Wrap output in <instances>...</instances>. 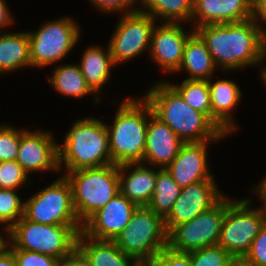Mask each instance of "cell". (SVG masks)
<instances>
[{"instance_id":"obj_16","label":"cell","mask_w":266,"mask_h":266,"mask_svg":"<svg viewBox=\"0 0 266 266\" xmlns=\"http://www.w3.org/2000/svg\"><path fill=\"white\" fill-rule=\"evenodd\" d=\"M182 23L155 25L151 36L149 56L153 62L168 72H176L182 62L188 37L194 32L185 31Z\"/></svg>"},{"instance_id":"obj_19","label":"cell","mask_w":266,"mask_h":266,"mask_svg":"<svg viewBox=\"0 0 266 266\" xmlns=\"http://www.w3.org/2000/svg\"><path fill=\"white\" fill-rule=\"evenodd\" d=\"M252 18L251 0H194L193 28L208 24L238 23Z\"/></svg>"},{"instance_id":"obj_27","label":"cell","mask_w":266,"mask_h":266,"mask_svg":"<svg viewBox=\"0 0 266 266\" xmlns=\"http://www.w3.org/2000/svg\"><path fill=\"white\" fill-rule=\"evenodd\" d=\"M141 4V12L164 23H189L194 13V0H141Z\"/></svg>"},{"instance_id":"obj_32","label":"cell","mask_w":266,"mask_h":266,"mask_svg":"<svg viewBox=\"0 0 266 266\" xmlns=\"http://www.w3.org/2000/svg\"><path fill=\"white\" fill-rule=\"evenodd\" d=\"M23 129L0 125V162L16 161Z\"/></svg>"},{"instance_id":"obj_38","label":"cell","mask_w":266,"mask_h":266,"mask_svg":"<svg viewBox=\"0 0 266 266\" xmlns=\"http://www.w3.org/2000/svg\"><path fill=\"white\" fill-rule=\"evenodd\" d=\"M58 266H92V264L76 247L68 256L59 259Z\"/></svg>"},{"instance_id":"obj_11","label":"cell","mask_w":266,"mask_h":266,"mask_svg":"<svg viewBox=\"0 0 266 266\" xmlns=\"http://www.w3.org/2000/svg\"><path fill=\"white\" fill-rule=\"evenodd\" d=\"M225 216V196L212 208L168 233V247L177 252H190L217 245Z\"/></svg>"},{"instance_id":"obj_24","label":"cell","mask_w":266,"mask_h":266,"mask_svg":"<svg viewBox=\"0 0 266 266\" xmlns=\"http://www.w3.org/2000/svg\"><path fill=\"white\" fill-rule=\"evenodd\" d=\"M218 69L206 44L202 38L194 31L187 39L183 59L176 72L188 73L187 80H209L215 70Z\"/></svg>"},{"instance_id":"obj_26","label":"cell","mask_w":266,"mask_h":266,"mask_svg":"<svg viewBox=\"0 0 266 266\" xmlns=\"http://www.w3.org/2000/svg\"><path fill=\"white\" fill-rule=\"evenodd\" d=\"M52 74L49 84L61 95L82 98L93 94L96 96L95 103H100L101 98L87 85L78 64L59 65Z\"/></svg>"},{"instance_id":"obj_1","label":"cell","mask_w":266,"mask_h":266,"mask_svg":"<svg viewBox=\"0 0 266 266\" xmlns=\"http://www.w3.org/2000/svg\"><path fill=\"white\" fill-rule=\"evenodd\" d=\"M262 24L253 18L238 23L208 24L194 28L210 52L215 66L223 71L264 64Z\"/></svg>"},{"instance_id":"obj_6","label":"cell","mask_w":266,"mask_h":266,"mask_svg":"<svg viewBox=\"0 0 266 266\" xmlns=\"http://www.w3.org/2000/svg\"><path fill=\"white\" fill-rule=\"evenodd\" d=\"M83 225H47L22 216L10 229V243L17 249L34 251L57 259L77 247Z\"/></svg>"},{"instance_id":"obj_40","label":"cell","mask_w":266,"mask_h":266,"mask_svg":"<svg viewBox=\"0 0 266 266\" xmlns=\"http://www.w3.org/2000/svg\"><path fill=\"white\" fill-rule=\"evenodd\" d=\"M13 16L5 0H0V32L1 29L13 24Z\"/></svg>"},{"instance_id":"obj_39","label":"cell","mask_w":266,"mask_h":266,"mask_svg":"<svg viewBox=\"0 0 266 266\" xmlns=\"http://www.w3.org/2000/svg\"><path fill=\"white\" fill-rule=\"evenodd\" d=\"M252 1V18L259 24L266 21V0H251ZM260 21H262L260 23Z\"/></svg>"},{"instance_id":"obj_14","label":"cell","mask_w":266,"mask_h":266,"mask_svg":"<svg viewBox=\"0 0 266 266\" xmlns=\"http://www.w3.org/2000/svg\"><path fill=\"white\" fill-rule=\"evenodd\" d=\"M54 139L51 131L23 129L16 161L28 175L59 170L58 144Z\"/></svg>"},{"instance_id":"obj_42","label":"cell","mask_w":266,"mask_h":266,"mask_svg":"<svg viewBox=\"0 0 266 266\" xmlns=\"http://www.w3.org/2000/svg\"><path fill=\"white\" fill-rule=\"evenodd\" d=\"M254 192L258 194L257 197L263 201V205L266 208V177L263 180L259 181V183L253 188Z\"/></svg>"},{"instance_id":"obj_5","label":"cell","mask_w":266,"mask_h":266,"mask_svg":"<svg viewBox=\"0 0 266 266\" xmlns=\"http://www.w3.org/2000/svg\"><path fill=\"white\" fill-rule=\"evenodd\" d=\"M63 175L71 185L73 207L82 225L120 192L116 164L65 171Z\"/></svg>"},{"instance_id":"obj_43","label":"cell","mask_w":266,"mask_h":266,"mask_svg":"<svg viewBox=\"0 0 266 266\" xmlns=\"http://www.w3.org/2000/svg\"><path fill=\"white\" fill-rule=\"evenodd\" d=\"M230 266H263L248 260L245 256H235L232 258Z\"/></svg>"},{"instance_id":"obj_31","label":"cell","mask_w":266,"mask_h":266,"mask_svg":"<svg viewBox=\"0 0 266 266\" xmlns=\"http://www.w3.org/2000/svg\"><path fill=\"white\" fill-rule=\"evenodd\" d=\"M192 266H230L232 256L220 245L188 252Z\"/></svg>"},{"instance_id":"obj_18","label":"cell","mask_w":266,"mask_h":266,"mask_svg":"<svg viewBox=\"0 0 266 266\" xmlns=\"http://www.w3.org/2000/svg\"><path fill=\"white\" fill-rule=\"evenodd\" d=\"M183 141L165 123L151 113L147 126L146 148L143 163L166 168L177 156Z\"/></svg>"},{"instance_id":"obj_10","label":"cell","mask_w":266,"mask_h":266,"mask_svg":"<svg viewBox=\"0 0 266 266\" xmlns=\"http://www.w3.org/2000/svg\"><path fill=\"white\" fill-rule=\"evenodd\" d=\"M24 216L47 225H82L72 201V189L64 175L27 199Z\"/></svg>"},{"instance_id":"obj_47","label":"cell","mask_w":266,"mask_h":266,"mask_svg":"<svg viewBox=\"0 0 266 266\" xmlns=\"http://www.w3.org/2000/svg\"><path fill=\"white\" fill-rule=\"evenodd\" d=\"M137 266H145L143 263H139Z\"/></svg>"},{"instance_id":"obj_3","label":"cell","mask_w":266,"mask_h":266,"mask_svg":"<svg viewBox=\"0 0 266 266\" xmlns=\"http://www.w3.org/2000/svg\"><path fill=\"white\" fill-rule=\"evenodd\" d=\"M152 109L142 98H126L113 124H106L112 164L143 163L147 126Z\"/></svg>"},{"instance_id":"obj_7","label":"cell","mask_w":266,"mask_h":266,"mask_svg":"<svg viewBox=\"0 0 266 266\" xmlns=\"http://www.w3.org/2000/svg\"><path fill=\"white\" fill-rule=\"evenodd\" d=\"M113 241L124 254L142 263L168 247L164 218L147 206H139Z\"/></svg>"},{"instance_id":"obj_17","label":"cell","mask_w":266,"mask_h":266,"mask_svg":"<svg viewBox=\"0 0 266 266\" xmlns=\"http://www.w3.org/2000/svg\"><path fill=\"white\" fill-rule=\"evenodd\" d=\"M219 140H201L183 142L182 146L166 167L173 180L182 188L200 181L209 180L213 176L210 173L207 161L208 144Z\"/></svg>"},{"instance_id":"obj_33","label":"cell","mask_w":266,"mask_h":266,"mask_svg":"<svg viewBox=\"0 0 266 266\" xmlns=\"http://www.w3.org/2000/svg\"><path fill=\"white\" fill-rule=\"evenodd\" d=\"M30 180L17 161L0 162V188L17 190L23 184L25 186V182L30 184Z\"/></svg>"},{"instance_id":"obj_44","label":"cell","mask_w":266,"mask_h":266,"mask_svg":"<svg viewBox=\"0 0 266 266\" xmlns=\"http://www.w3.org/2000/svg\"><path fill=\"white\" fill-rule=\"evenodd\" d=\"M264 24H266V21L263 22ZM261 39H262V56H263V59H266V28L264 27L263 28V25H262V28H261Z\"/></svg>"},{"instance_id":"obj_21","label":"cell","mask_w":266,"mask_h":266,"mask_svg":"<svg viewBox=\"0 0 266 266\" xmlns=\"http://www.w3.org/2000/svg\"><path fill=\"white\" fill-rule=\"evenodd\" d=\"M208 80L211 98L212 121L226 134L235 131L237 125L232 119L233 109L241 99V90L232 80ZM234 121V122H233Z\"/></svg>"},{"instance_id":"obj_37","label":"cell","mask_w":266,"mask_h":266,"mask_svg":"<svg viewBox=\"0 0 266 266\" xmlns=\"http://www.w3.org/2000/svg\"><path fill=\"white\" fill-rule=\"evenodd\" d=\"M245 257L254 263L266 266V222L261 227L258 235L253 239Z\"/></svg>"},{"instance_id":"obj_25","label":"cell","mask_w":266,"mask_h":266,"mask_svg":"<svg viewBox=\"0 0 266 266\" xmlns=\"http://www.w3.org/2000/svg\"><path fill=\"white\" fill-rule=\"evenodd\" d=\"M0 32V75L31 67L28 31Z\"/></svg>"},{"instance_id":"obj_12","label":"cell","mask_w":266,"mask_h":266,"mask_svg":"<svg viewBox=\"0 0 266 266\" xmlns=\"http://www.w3.org/2000/svg\"><path fill=\"white\" fill-rule=\"evenodd\" d=\"M123 15V16H122ZM108 43L114 63L127 62L150 51L156 20L140 10L122 14Z\"/></svg>"},{"instance_id":"obj_35","label":"cell","mask_w":266,"mask_h":266,"mask_svg":"<svg viewBox=\"0 0 266 266\" xmlns=\"http://www.w3.org/2000/svg\"><path fill=\"white\" fill-rule=\"evenodd\" d=\"M9 248L13 251L17 266H58L59 259L57 258L34 251L17 249L11 243Z\"/></svg>"},{"instance_id":"obj_15","label":"cell","mask_w":266,"mask_h":266,"mask_svg":"<svg viewBox=\"0 0 266 266\" xmlns=\"http://www.w3.org/2000/svg\"><path fill=\"white\" fill-rule=\"evenodd\" d=\"M137 205L118 192L82 226V232L98 240H114L128 225Z\"/></svg>"},{"instance_id":"obj_28","label":"cell","mask_w":266,"mask_h":266,"mask_svg":"<svg viewBox=\"0 0 266 266\" xmlns=\"http://www.w3.org/2000/svg\"><path fill=\"white\" fill-rule=\"evenodd\" d=\"M181 189L166 168H157L155 190L147 207L165 218L172 210Z\"/></svg>"},{"instance_id":"obj_45","label":"cell","mask_w":266,"mask_h":266,"mask_svg":"<svg viewBox=\"0 0 266 266\" xmlns=\"http://www.w3.org/2000/svg\"><path fill=\"white\" fill-rule=\"evenodd\" d=\"M2 224V223H0ZM3 233L0 232V252L5 251L10 244V237L6 236L8 239H6V237L2 236Z\"/></svg>"},{"instance_id":"obj_23","label":"cell","mask_w":266,"mask_h":266,"mask_svg":"<svg viewBox=\"0 0 266 266\" xmlns=\"http://www.w3.org/2000/svg\"><path fill=\"white\" fill-rule=\"evenodd\" d=\"M98 45H91L86 48L82 54L81 62L78 64L83 74L87 85L98 96L100 89L109 81L111 70L114 63L113 57L110 53L109 46L102 49Z\"/></svg>"},{"instance_id":"obj_34","label":"cell","mask_w":266,"mask_h":266,"mask_svg":"<svg viewBox=\"0 0 266 266\" xmlns=\"http://www.w3.org/2000/svg\"><path fill=\"white\" fill-rule=\"evenodd\" d=\"M142 263L145 266H192L189 253L173 251L169 247Z\"/></svg>"},{"instance_id":"obj_46","label":"cell","mask_w":266,"mask_h":266,"mask_svg":"<svg viewBox=\"0 0 266 266\" xmlns=\"http://www.w3.org/2000/svg\"><path fill=\"white\" fill-rule=\"evenodd\" d=\"M261 78H262V82H264L265 86H266V66L262 67L261 70Z\"/></svg>"},{"instance_id":"obj_41","label":"cell","mask_w":266,"mask_h":266,"mask_svg":"<svg viewBox=\"0 0 266 266\" xmlns=\"http://www.w3.org/2000/svg\"><path fill=\"white\" fill-rule=\"evenodd\" d=\"M0 266H17L13 251L9 247L0 252Z\"/></svg>"},{"instance_id":"obj_22","label":"cell","mask_w":266,"mask_h":266,"mask_svg":"<svg viewBox=\"0 0 266 266\" xmlns=\"http://www.w3.org/2000/svg\"><path fill=\"white\" fill-rule=\"evenodd\" d=\"M77 248L88 258L92 266H137L139 262L124 254L113 240H98L82 231L77 237Z\"/></svg>"},{"instance_id":"obj_8","label":"cell","mask_w":266,"mask_h":266,"mask_svg":"<svg viewBox=\"0 0 266 266\" xmlns=\"http://www.w3.org/2000/svg\"><path fill=\"white\" fill-rule=\"evenodd\" d=\"M251 198L235 201L225 196V216L218 245L232 257L245 256L266 222V208L251 207Z\"/></svg>"},{"instance_id":"obj_9","label":"cell","mask_w":266,"mask_h":266,"mask_svg":"<svg viewBox=\"0 0 266 266\" xmlns=\"http://www.w3.org/2000/svg\"><path fill=\"white\" fill-rule=\"evenodd\" d=\"M31 67L44 68L58 63L79 41L77 22L69 17L45 22L38 30H28Z\"/></svg>"},{"instance_id":"obj_13","label":"cell","mask_w":266,"mask_h":266,"mask_svg":"<svg viewBox=\"0 0 266 266\" xmlns=\"http://www.w3.org/2000/svg\"><path fill=\"white\" fill-rule=\"evenodd\" d=\"M215 178L200 181L182 187L172 210L164 218L165 228L169 233L175 226L191 221L217 204L225 194L218 190Z\"/></svg>"},{"instance_id":"obj_4","label":"cell","mask_w":266,"mask_h":266,"mask_svg":"<svg viewBox=\"0 0 266 266\" xmlns=\"http://www.w3.org/2000/svg\"><path fill=\"white\" fill-rule=\"evenodd\" d=\"M58 144V167L61 171H77L112 164L106 123L93 117L73 122ZM65 165H64V164Z\"/></svg>"},{"instance_id":"obj_29","label":"cell","mask_w":266,"mask_h":266,"mask_svg":"<svg viewBox=\"0 0 266 266\" xmlns=\"http://www.w3.org/2000/svg\"><path fill=\"white\" fill-rule=\"evenodd\" d=\"M169 84L193 109L207 115L212 120L211 98L208 80H187L181 84Z\"/></svg>"},{"instance_id":"obj_20","label":"cell","mask_w":266,"mask_h":266,"mask_svg":"<svg viewBox=\"0 0 266 266\" xmlns=\"http://www.w3.org/2000/svg\"><path fill=\"white\" fill-rule=\"evenodd\" d=\"M155 186L156 169H153V166L150 169L144 163H126L119 165V190L138 207L149 204Z\"/></svg>"},{"instance_id":"obj_30","label":"cell","mask_w":266,"mask_h":266,"mask_svg":"<svg viewBox=\"0 0 266 266\" xmlns=\"http://www.w3.org/2000/svg\"><path fill=\"white\" fill-rule=\"evenodd\" d=\"M16 191L0 188V223H7L4 230L8 237H10V229L24 216L25 202H22Z\"/></svg>"},{"instance_id":"obj_36","label":"cell","mask_w":266,"mask_h":266,"mask_svg":"<svg viewBox=\"0 0 266 266\" xmlns=\"http://www.w3.org/2000/svg\"><path fill=\"white\" fill-rule=\"evenodd\" d=\"M89 1L92 2L91 4H94L97 10H100L101 12L105 11L104 13H112V14L115 11L119 14L121 11L123 12V14L132 13L140 9L136 6V4L141 5V0H89ZM136 1L139 3H136Z\"/></svg>"},{"instance_id":"obj_2","label":"cell","mask_w":266,"mask_h":266,"mask_svg":"<svg viewBox=\"0 0 266 266\" xmlns=\"http://www.w3.org/2000/svg\"><path fill=\"white\" fill-rule=\"evenodd\" d=\"M152 113L183 142L220 140L226 135L207 115L196 111L167 82L155 83L143 96Z\"/></svg>"}]
</instances>
